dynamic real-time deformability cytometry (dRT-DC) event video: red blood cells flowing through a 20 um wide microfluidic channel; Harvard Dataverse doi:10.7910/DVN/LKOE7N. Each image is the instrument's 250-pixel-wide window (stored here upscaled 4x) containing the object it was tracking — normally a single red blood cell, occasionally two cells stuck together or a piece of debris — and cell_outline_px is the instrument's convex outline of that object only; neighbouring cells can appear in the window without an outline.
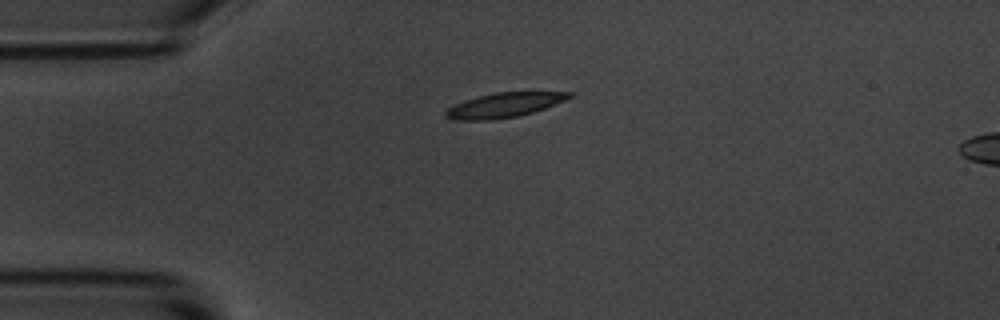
{"species": "common noctule bat (a hibernating species)", "species_latin": "Nyctalus noctula", "temperature_condition": "room temperature", "stored_images_in_passage": 3, "segment_of_instrument_passage": [1, 2], "camera_frame_rate_fps": 3000, "um_per_image_px": 0.085, "animal": {"sex": "male", "body_mass_g": 20.1, "forearm_length_mm": 53.5}, "frame": {"image": 1, "passage_image": 1, "time_ms": 0.0, "image_size_px": [1000, 320], "cell_outline_px": [[572, 96], [564, 100], [544, 108], [532, 112], [516, 116], [488, 120], [460, 120], [444, 116], [444, 112], [448, 108], [464, 100], [476, 96], [492, 92], [532, 88], [572, 92]], "centroid_in_image_um": [42.96, 8.84], "position_along_channel_um": 42.0, "area_um2": 18.61}}